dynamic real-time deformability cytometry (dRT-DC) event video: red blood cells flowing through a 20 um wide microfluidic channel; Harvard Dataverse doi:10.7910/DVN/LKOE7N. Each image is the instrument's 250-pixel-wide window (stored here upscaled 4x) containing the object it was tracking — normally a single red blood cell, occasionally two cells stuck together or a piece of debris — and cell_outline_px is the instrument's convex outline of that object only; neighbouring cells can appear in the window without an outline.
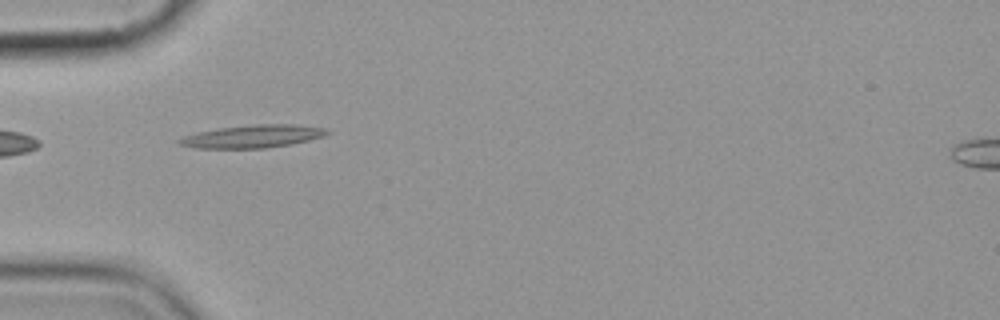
{"species": "common noctule bat (a hibernating species)", "species_latin": "Nyctalus noctula", "temperature_condition": "cold", "stored_images_in_passage": 6, "camera_frame_rate_fps": 3000, "um_per_image_px": 0.085, "animal": {"sex": "female", "body_mass_g": 19.9}, "frame": {"image": 1, "passage_image": 5, "time_ms": 4.667, "image_size_px": [1000, 320], "cell_outline_px": [[332, 132], [324, 136], [292, 144], [264, 148], [196, 148], [180, 144], [176, 140], [184, 136], [200, 132], [220, 128], [256, 124], [292, 124], [324, 128]], "centroid_in_image_um": [21.51, 11.59], "position_along_channel_um": 63.5, "area_um2": 19.42}}
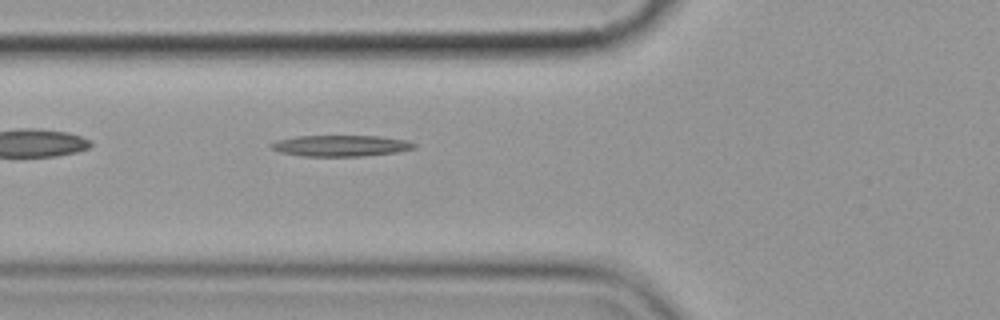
{"frame": {"image": 2, "passage_image": 6, "time_ms": 5.667, "image_size_px": [1000, 320], "cell_outline_px": [[416, 148], [396, 152], [364, 156], [304, 156], [280, 152], [268, 148], [268, 144], [276, 140], [296, 136], [380, 136], [408, 140], [416, 144]], "centroid_in_image_um": [28.94, 12.38], "position_along_channel_um": 96.9, "area_um2": 17.8}}